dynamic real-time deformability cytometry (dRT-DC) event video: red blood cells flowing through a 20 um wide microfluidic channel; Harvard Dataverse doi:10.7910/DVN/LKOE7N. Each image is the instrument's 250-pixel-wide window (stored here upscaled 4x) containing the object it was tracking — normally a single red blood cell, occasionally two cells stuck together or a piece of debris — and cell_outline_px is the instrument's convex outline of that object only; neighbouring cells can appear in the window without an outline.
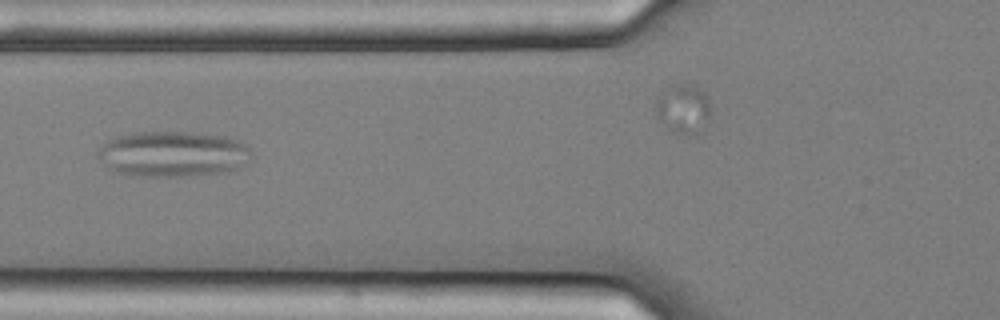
{"species": "common noctule bat (a hibernating species)", "species_latin": "Nyctalus noctula", "temperature_condition": "cold", "stored_images_in_passage": 11, "segment_of_instrument_passage": [2, 2], "camera_frame_rate_fps": 3000, "um_per_image_px": 0.085, "animal": {"sex": "female", "body_mass_g": 25.1}, "frame": {"image": 1, "passage_image": 2, "time_ms": 0.333, "image_size_px": [1000, 320], "cell_outline_px": [[248, 152], [236, 168], [228, 172], [184, 176], [124, 176], [116, 172], [96, 156], [100, 148], [108, 140], [116, 136], [132, 132], [188, 132], [224, 136], [236, 140], [244, 144], [248, 148]], "centroid_in_image_um": [14.58, 13.09], "position_along_channel_um": 111.2, "area_um2": 40.23}}